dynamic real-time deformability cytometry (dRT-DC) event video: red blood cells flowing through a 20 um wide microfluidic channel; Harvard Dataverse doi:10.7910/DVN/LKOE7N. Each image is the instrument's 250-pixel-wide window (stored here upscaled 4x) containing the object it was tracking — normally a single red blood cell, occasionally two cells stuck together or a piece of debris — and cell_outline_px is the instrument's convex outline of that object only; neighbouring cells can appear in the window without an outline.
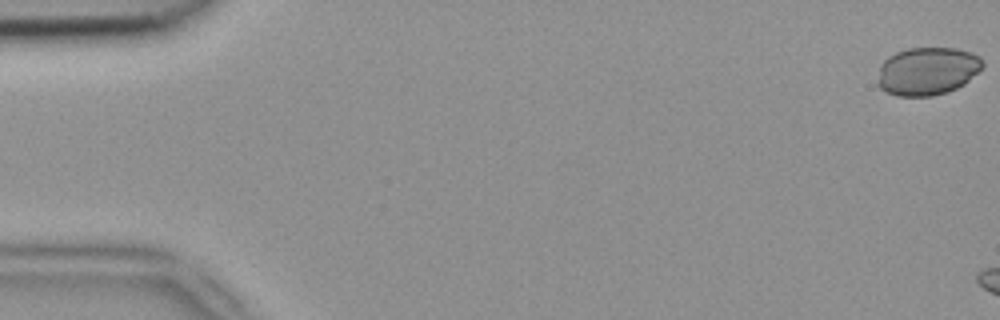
{"species": "common noctule bat (a hibernating species)", "species_latin": "Nyctalus noctula", "temperature_condition": "room temperature", "stored_images_in_passage": 6, "camera_frame_rate_fps": 3000, "um_per_image_px": 0.085, "animal": {"sex": "female", "body_mass_g": 18.4}, "frame": {"image": 1, "passage_image": 1, "time_ms": 0.0, "image_size_px": [1000, 320], "cell_outline_px": [[984, 64], [964, 84], [948, 92], [932, 96], [896, 96], [884, 92], [876, 84], [880, 64], [888, 56], [896, 52], [908, 48], [956, 48], [980, 56], [984, 60]], "centroid_in_image_um": [78.77, 6.05], "position_along_channel_um": 6.2, "area_um2": 29.54}}